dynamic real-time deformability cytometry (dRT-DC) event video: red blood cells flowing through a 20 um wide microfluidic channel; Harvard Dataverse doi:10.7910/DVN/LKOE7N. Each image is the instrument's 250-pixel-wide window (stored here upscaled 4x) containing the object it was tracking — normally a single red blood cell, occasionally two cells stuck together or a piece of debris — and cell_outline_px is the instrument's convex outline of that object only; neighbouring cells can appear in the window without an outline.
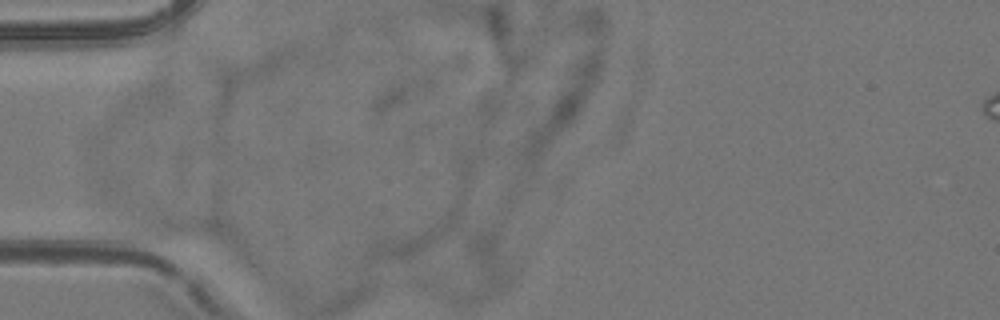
{"species": "common noctule bat (a hibernating species)", "species_latin": "Nyctalus noctula", "temperature_condition": "room temperature", "stored_images_in_passage": 3, "camera_frame_rate_fps": 3000, "um_per_image_px": 0.085, "animal": {"sex": "female", "body_mass_g": 24.6, "forearm_length_mm": 56.2}, "frame": {"image": 1, "passage_image": 1, "time_ms": 0.0, "image_size_px": [1000, 320], "cell_outline_px": [[220, 236], [168, 240], [148, 236], [112, 224], [96, 216], [100, 212], [108, 208], [148, 208], [212, 216], [220, 224]], "centroid_in_image_um": [13.82, 18.95], "position_along_channel_um": 71.2, "area_um2": 19.88}}